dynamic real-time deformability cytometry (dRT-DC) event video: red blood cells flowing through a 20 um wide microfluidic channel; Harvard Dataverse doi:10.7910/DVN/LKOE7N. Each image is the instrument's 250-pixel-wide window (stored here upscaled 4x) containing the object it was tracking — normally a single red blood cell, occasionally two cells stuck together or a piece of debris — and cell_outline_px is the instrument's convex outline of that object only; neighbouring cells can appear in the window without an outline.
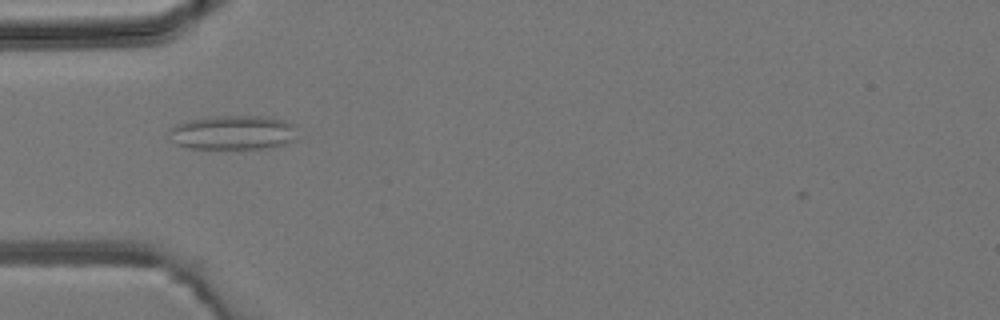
{"species": "common noctule bat (a hibernating species)", "species_latin": "Nyctalus noctula", "temperature_condition": "room temperature", "stored_images_in_passage": 2, "camera_frame_rate_fps": 3000, "um_per_image_px": 0.085, "animal": {"sex": "male", "body_mass_g": 19.2, "forearm_length_mm": 51.8}, "frame": {"image": 1, "passage_image": 2, "time_ms": 1.0, "image_size_px": [1000, 320], "cell_outline_px": [[296, 124], [292, 140], [276, 148], [240, 152], [188, 148], [176, 144], [168, 132], [168, 128], [176, 124], [188, 120], [216, 116], [256, 116], [284, 120]], "centroid_in_image_um": [19.79, 11.33], "position_along_channel_um": 65.2, "area_um2": 26.76}}